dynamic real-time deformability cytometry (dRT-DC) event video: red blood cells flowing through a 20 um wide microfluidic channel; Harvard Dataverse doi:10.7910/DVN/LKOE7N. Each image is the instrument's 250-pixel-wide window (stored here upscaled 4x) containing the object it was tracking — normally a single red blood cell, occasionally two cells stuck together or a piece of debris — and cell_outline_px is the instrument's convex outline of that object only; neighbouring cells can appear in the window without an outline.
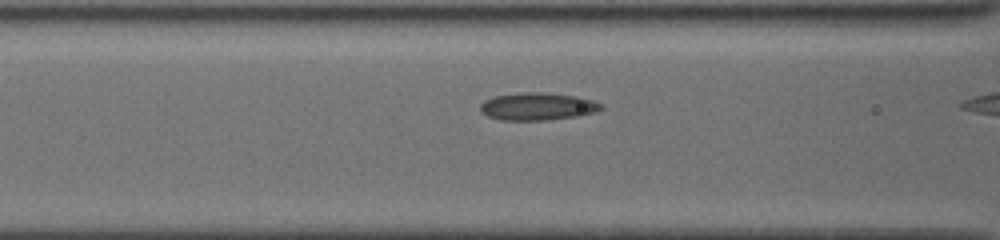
{"species": "common noctule bat (a hibernating species)", "species_latin": "Nyctalus noctula", "temperature_condition": "cold", "stored_images_in_passage": 5, "camera_frame_rate_fps": 3000, "um_per_image_px": 0.085, "animal": {"sex": "female", "body_mass_g": 19.5, "forearm_length_mm": 54.1}, "frame": {"image": 1, "passage_image": 4, "time_ms": 0.667, "image_size_px": [1000, 240], "cell_outline_px": [[604, 108], [592, 112], [576, 116], [544, 120], [504, 120], [488, 116], [480, 108], [480, 104], [484, 100], [496, 96], [516, 92], [548, 92], [576, 96], [592, 100], [600, 104]], "centroid_in_image_um": [45.67, 9.03], "position_along_channel_um": 120.9, "area_um2": 19.19}}